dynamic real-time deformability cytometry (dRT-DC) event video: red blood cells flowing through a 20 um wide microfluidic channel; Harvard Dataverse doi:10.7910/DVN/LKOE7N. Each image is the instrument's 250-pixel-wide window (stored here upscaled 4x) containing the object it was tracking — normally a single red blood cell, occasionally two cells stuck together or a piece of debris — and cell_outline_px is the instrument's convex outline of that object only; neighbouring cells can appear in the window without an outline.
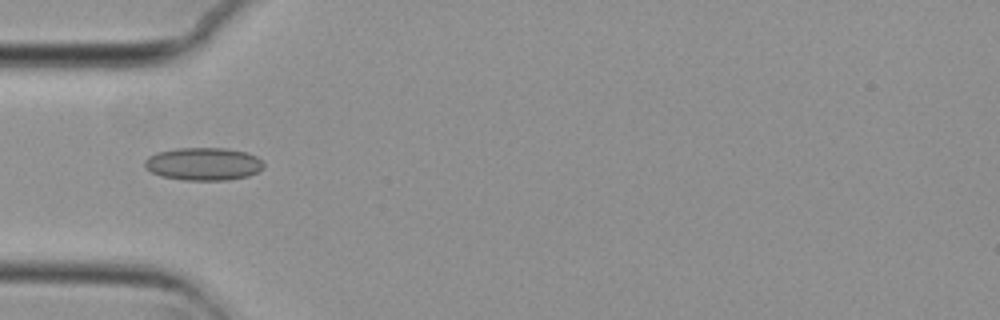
{"species": "common noctule bat (a hibernating species)", "species_latin": "Nyctalus noctula", "temperature_condition": "cold", "stored_images_in_passage": 38, "camera_frame_rate_fps": 3000, "um_per_image_px": 0.085, "animal": {"sex": "female", "body_mass_g": 29.2, "forearm_length_mm": 56.3}, "frame": {"image": 1, "passage_image": 1, "time_ms": 0.0, "image_size_px": [1000, 320], "cell_outline_px": [[264, 168], [248, 176], [228, 180], [184, 180], [160, 176], [144, 168], [144, 160], [148, 156], [156, 152], [176, 148], [228, 148], [244, 152], [256, 156], [264, 164]], "centroid_in_image_um": [17.26, 13.93], "position_along_channel_um": 67.7, "area_um2": 22.89}}
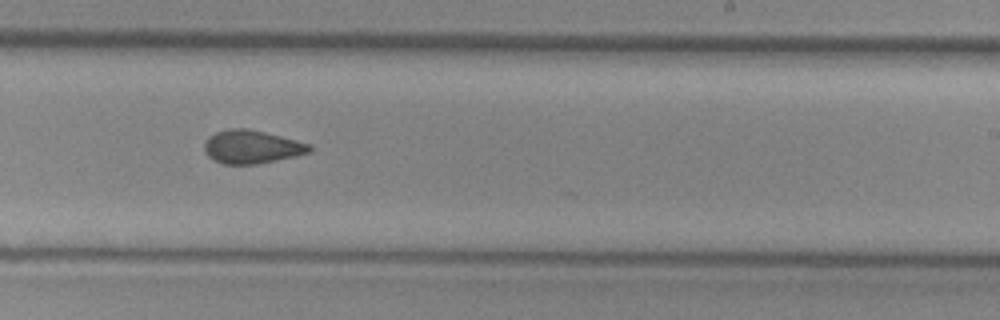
{"frame": {"image": 2, "passage_image": 17, "time_ms": 5.333, "image_size_px": [1000, 320], "cell_outline_px": [[312, 152], [296, 156], [256, 164], [224, 164], [212, 160], [204, 152], [204, 144], [208, 136], [216, 132], [228, 128], [248, 128], [312, 144]], "centroid_in_image_um": [21.39, 12.48], "position_along_channel_um": 267.6, "area_um2": 20.58}}
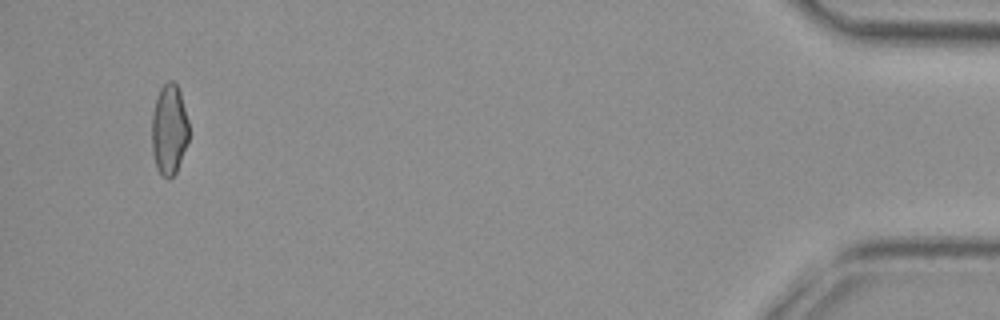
{"frame": {"image": 3, "passage_image": 36, "time_ms": 11.667, "image_size_px": [1000, 320], "cell_outline_px": [[188, 140], [176, 172], [168, 180], [156, 168], [152, 152], [152, 112], [160, 88], [168, 80], [172, 80], [176, 84], [180, 92], [188, 120]], "centroid_in_image_um": [14.36, 11.01], "position_along_channel_um": 420.8, "area_um2": 19.42}, "authors_computed_cell_mechanics": {"area_um2": 20.3456, "velocity_mm_per_s": 3.7472, "shape_relaxation_time_tau1_ms": null, "shape_relaxation_time_tau2_ms": 2.3956, "deformation_change_tau1": null, "deformation_change_tau2": 0.0798}}